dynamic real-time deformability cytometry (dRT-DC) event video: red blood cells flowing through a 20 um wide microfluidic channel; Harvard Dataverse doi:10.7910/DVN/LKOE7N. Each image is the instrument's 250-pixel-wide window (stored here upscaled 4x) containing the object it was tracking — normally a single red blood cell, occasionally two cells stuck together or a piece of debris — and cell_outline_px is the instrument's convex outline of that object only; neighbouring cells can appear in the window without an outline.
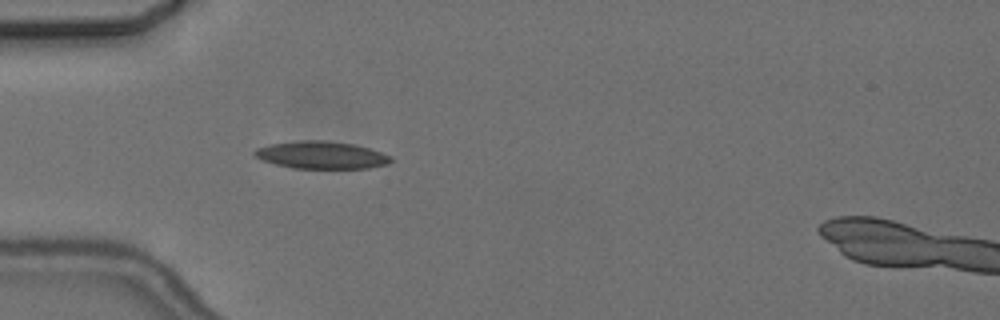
{"species": "common noctule bat (a hibernating species)", "species_latin": "Nyctalus noctula", "temperature_condition": "cold", "stored_images_in_passage": 2, "camera_frame_rate_fps": 3000, "um_per_image_px": 0.085, "animal": {"sex": "female", "body_mass_g": 24.6, "forearm_length_mm": 56.2}, "frame": {"image": 1, "passage_image": 1, "time_ms": 0.0, "image_size_px": [1000, 320], "cell_outline_px": [[392, 160], [388, 164], [368, 168], [292, 168], [260, 160], [252, 152], [256, 148], [268, 144], [300, 140], [328, 140], [352, 144], [368, 148], [392, 156]], "centroid_in_image_um": [27.28, 13.17], "position_along_channel_um": 57.7, "area_um2": 21.85}}